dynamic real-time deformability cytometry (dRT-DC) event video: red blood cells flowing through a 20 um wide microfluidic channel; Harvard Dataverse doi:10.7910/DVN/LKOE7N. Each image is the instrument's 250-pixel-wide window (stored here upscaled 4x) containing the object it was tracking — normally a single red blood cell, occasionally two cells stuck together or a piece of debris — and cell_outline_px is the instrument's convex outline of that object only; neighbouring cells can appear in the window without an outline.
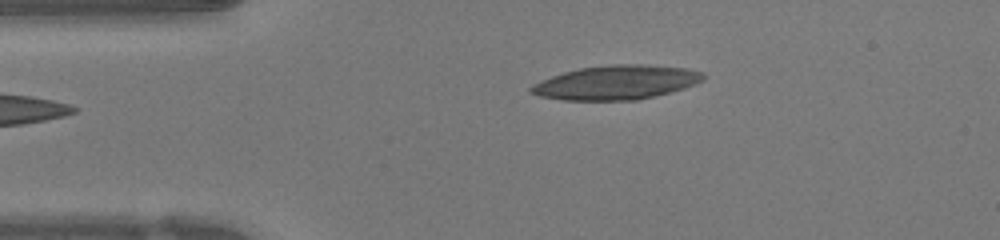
{"species": "human", "species_latin": "Homo sapiens", "temperature_condition": "warm", "stored_images_in_passage": 40, "camera_frame_rate_fps": 3000, "um_per_image_px": 0.085, "donor": {"sex": "female"}, "frame": {"image": 1, "passage_image": 1, "time_ms": 0.0, "image_size_px": [1000, 240], "cell_outline_px": [[704, 80], [696, 84], [684, 88], [636, 100], [564, 100], [540, 96], [528, 92], [528, 88], [532, 84], [540, 80], [564, 72], [580, 68], [616, 64], [640, 64], [688, 68], [704, 72]], "centroid_in_image_um": [52.37, 7.0], "position_along_channel_um": 32.6, "area_um2": 34.22}}
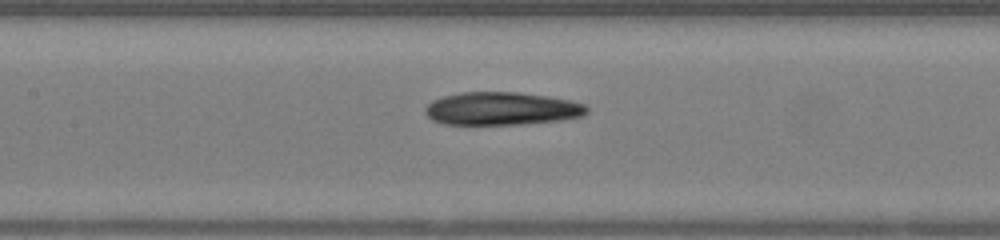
{"frame": {"image": 2, "passage_image": 13, "time_ms": 4.0, "image_size_px": [1000, 240], "cell_outline_px": [[588, 112], [584, 116], [564, 120], [520, 124], [444, 124], [432, 120], [424, 112], [424, 108], [432, 100], [444, 96], [460, 92], [520, 92], [568, 100], [584, 104], [588, 108]], "centroid_in_image_um": [42.64, 9.23], "position_along_channel_um": 164.8, "area_um2": 31.1}}
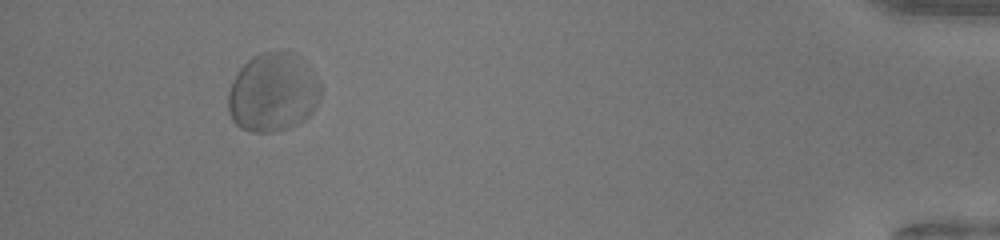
{"frame": {"image": 3, "passage_image": 36, "time_ms": 11.667, "image_size_px": [1000, 240], "cell_outline_px": [[320, 96], [312, 112], [304, 120], [288, 128], [276, 132], [252, 132], [240, 128], [232, 120], [228, 112], [228, 92], [240, 68], [252, 56], [260, 52], [292, 52], [308, 68], [320, 84]], "centroid_in_image_um": [23.16, 7.89], "position_along_channel_um": 412.0, "area_um2": 42.02}, "authors_computed_cell_mechanics": {"area_um2": 32.368, "velocity_mm_per_s": 4.1838, "shape_relaxation_time_tau1_ms": 1.7525, "shape_relaxation_time_tau2_ms": 3.2375, "deformation_change_tau1": 0.0736, "deformation_change_tau2": 0.1329}}